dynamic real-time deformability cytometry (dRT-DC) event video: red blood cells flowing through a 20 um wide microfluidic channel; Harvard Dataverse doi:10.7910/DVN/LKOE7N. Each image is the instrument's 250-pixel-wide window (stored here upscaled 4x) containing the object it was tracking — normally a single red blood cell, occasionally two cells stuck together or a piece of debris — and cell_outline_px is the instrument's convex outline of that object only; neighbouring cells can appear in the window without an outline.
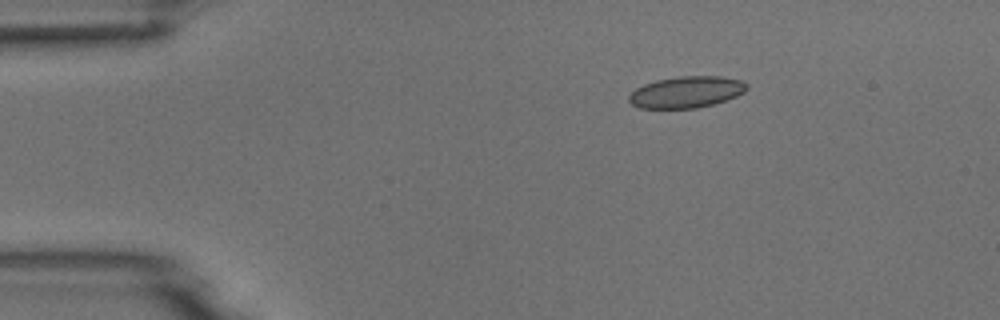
{"species": "common noctule bat (a hibernating species)", "species_latin": "Nyctalus noctula", "temperature_condition": "room temperature", "stored_images_in_passage": 3, "camera_frame_rate_fps": 3000, "um_per_image_px": 0.085, "animal": {"sex": "male", "body_mass_g": 18.8}, "frame": {"image": 1, "passage_image": 1, "time_ms": 0.0, "image_size_px": [1000, 320], "cell_outline_px": [[748, 88], [744, 92], [736, 96], [712, 104], [696, 108], [640, 108], [632, 104], [628, 100], [628, 96], [636, 88], [644, 84], [656, 80], [676, 76], [720, 76], [740, 80], [748, 84]], "centroid_in_image_um": [58.33, 7.82], "position_along_channel_um": 26.7, "area_um2": 21.56}}
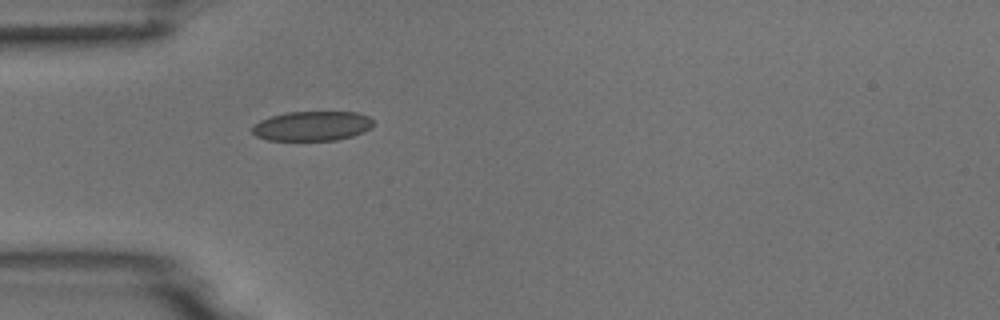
{"frame": {"image": 2, "passage_image": 3, "time_ms": 2.333, "image_size_px": [1000, 320], "cell_outline_px": [[372, 124], [364, 132], [352, 136], [336, 140], [268, 140], [256, 136], [252, 132], [252, 128], [260, 120], [272, 116], [288, 112], [356, 112], [368, 116], [372, 120]], "centroid_in_image_um": [26.52, 10.71], "position_along_channel_um": 58.5, "area_um2": 20.69}}